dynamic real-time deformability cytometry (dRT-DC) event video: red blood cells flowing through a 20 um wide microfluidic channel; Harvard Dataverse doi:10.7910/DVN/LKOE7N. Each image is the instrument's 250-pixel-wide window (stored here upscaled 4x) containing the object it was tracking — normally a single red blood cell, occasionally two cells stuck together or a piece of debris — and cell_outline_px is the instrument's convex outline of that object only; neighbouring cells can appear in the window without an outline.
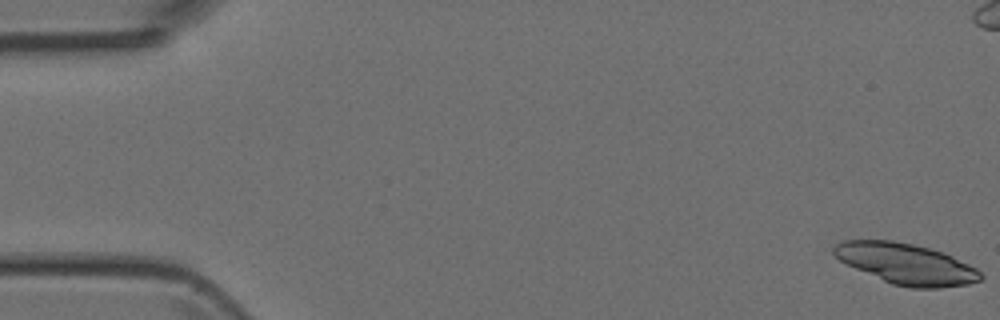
{"species": "Egyptian fruit bat (a non-hibernating species)", "species_latin": "Rousettus aegyptiacus", "temperature_condition": "room temperature", "stored_images_in_passage": 49, "camera_frame_rate_fps": 3000, "um_per_image_px": 0.085, "animal": {"sex": "female"}, "frame": {"image": 1, "passage_image": 1, "time_ms": 0.0, "image_size_px": [1000, 320], "cell_outline_px": [[984, 276], [980, 280], [968, 284], [940, 288], [908, 288], [892, 284], [856, 268], [840, 260], [832, 252], [832, 248], [836, 244], [844, 240], [892, 240], [912, 244], [944, 252], [976, 268]], "centroid_in_image_um": [77.04, 22.43], "position_along_channel_um": 8.0, "area_um2": 34.62}}